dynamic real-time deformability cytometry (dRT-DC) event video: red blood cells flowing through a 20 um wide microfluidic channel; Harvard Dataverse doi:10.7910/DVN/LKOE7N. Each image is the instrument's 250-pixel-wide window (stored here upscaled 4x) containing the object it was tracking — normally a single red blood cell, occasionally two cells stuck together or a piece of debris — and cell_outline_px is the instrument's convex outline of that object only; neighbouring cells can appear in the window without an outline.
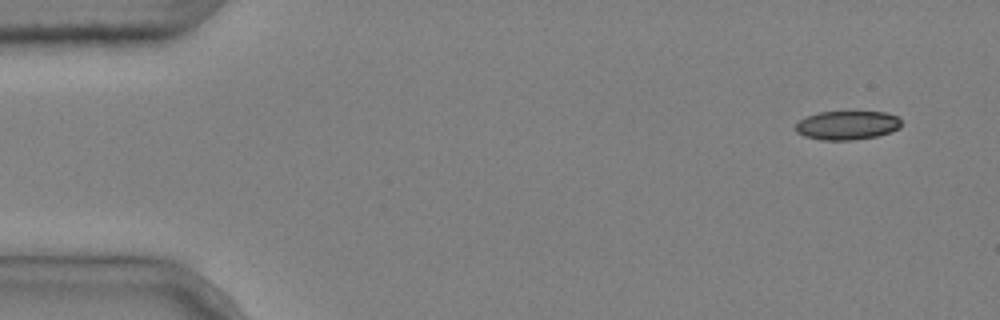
{"species": "common noctule bat (a hibernating species)", "species_latin": "Nyctalus noctula", "temperature_condition": "cold", "stored_images_in_passage": 4, "camera_frame_rate_fps": 3000, "um_per_image_px": 0.085, "animal": {"sex": "male", "body_mass_g": 20.4}, "frame": {"image": 1, "passage_image": 1, "time_ms": 0.0, "image_size_px": [1000, 320], "cell_outline_px": [[900, 128], [892, 132], [876, 136], [852, 140], [820, 140], [804, 136], [796, 132], [796, 124], [804, 116], [816, 112], [884, 112], [896, 116], [900, 120]], "centroid_in_image_um": [71.98, 10.65], "position_along_channel_um": 13.0, "area_um2": 17.86}}
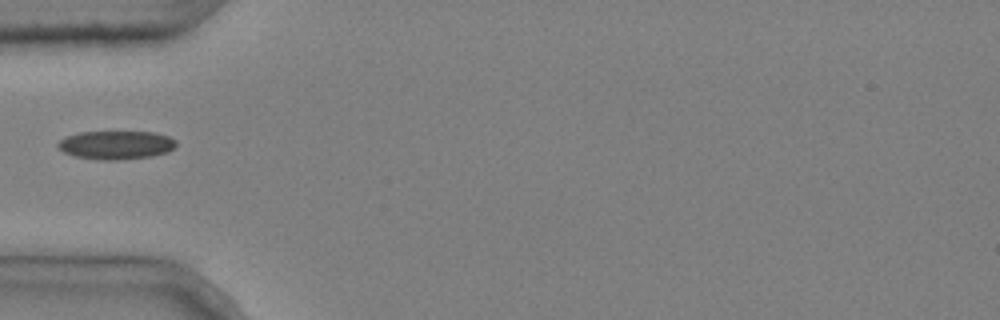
{"frame": {"image": 2, "passage_image": 4, "time_ms": 1.0, "image_size_px": [1000, 320], "cell_outline_px": [[176, 148], [168, 152], [152, 156], [116, 160], [104, 160], [76, 156], [64, 152], [56, 144], [60, 140], [68, 136], [80, 132], [156, 132], [168, 136], [176, 140]], "centroid_in_image_um": [9.92, 12.32], "position_along_channel_um": 75.1, "area_um2": 19.54}}